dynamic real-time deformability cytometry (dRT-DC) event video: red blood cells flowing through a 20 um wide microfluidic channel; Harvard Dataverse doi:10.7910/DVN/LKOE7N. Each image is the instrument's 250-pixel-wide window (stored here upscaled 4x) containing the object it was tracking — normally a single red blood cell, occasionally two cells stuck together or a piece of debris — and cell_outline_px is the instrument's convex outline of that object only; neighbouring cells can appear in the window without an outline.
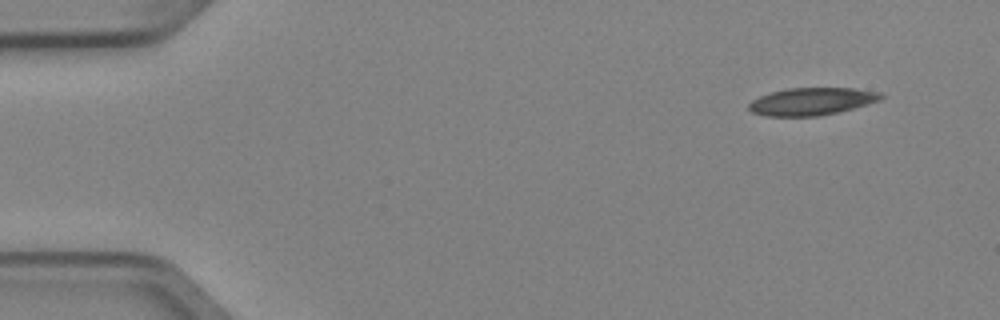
{"species": "Egyptian fruit bat (a non-hibernating species)", "species_latin": "Rousettus aegyptiacus", "temperature_condition": "cold", "stored_images_in_passage": 4, "camera_frame_rate_fps": 3000, "um_per_image_px": 0.085, "animal": {"sex": "female"}, "frame": {"image": 1, "passage_image": 1, "time_ms": 0.0, "image_size_px": [1000, 320], "cell_outline_px": [[884, 96], [880, 100], [852, 108], [820, 116], [764, 116], [752, 112], [748, 108], [748, 104], [752, 100], [760, 96], [772, 92], [788, 88], [856, 88], [880, 92]], "centroid_in_image_um": [68.98, 8.62], "position_along_channel_um": 16.0, "area_um2": 21.04}}
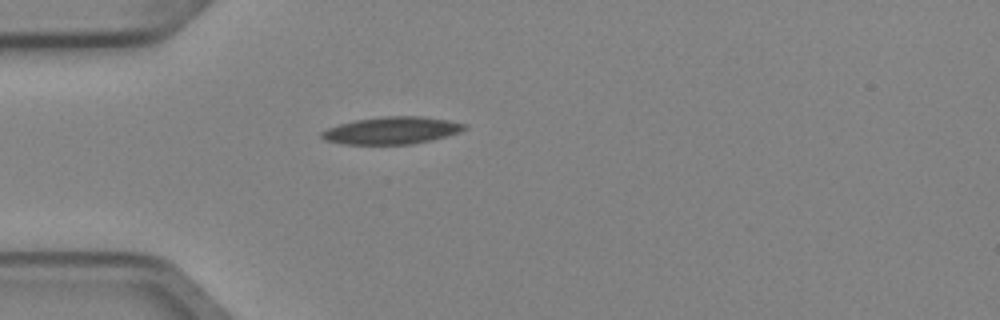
{"frame": {"image": 2, "passage_image": 4, "time_ms": 1.0, "image_size_px": [1000, 320], "cell_outline_px": [[468, 128], [460, 132], [432, 140], [412, 144], [344, 144], [324, 140], [320, 136], [320, 132], [328, 128], [340, 124], [356, 120], [384, 116], [424, 116], [448, 120], [468, 124]], "centroid_in_image_um": [33.33, 11.09], "position_along_channel_um": 51.7, "area_um2": 22.77}}